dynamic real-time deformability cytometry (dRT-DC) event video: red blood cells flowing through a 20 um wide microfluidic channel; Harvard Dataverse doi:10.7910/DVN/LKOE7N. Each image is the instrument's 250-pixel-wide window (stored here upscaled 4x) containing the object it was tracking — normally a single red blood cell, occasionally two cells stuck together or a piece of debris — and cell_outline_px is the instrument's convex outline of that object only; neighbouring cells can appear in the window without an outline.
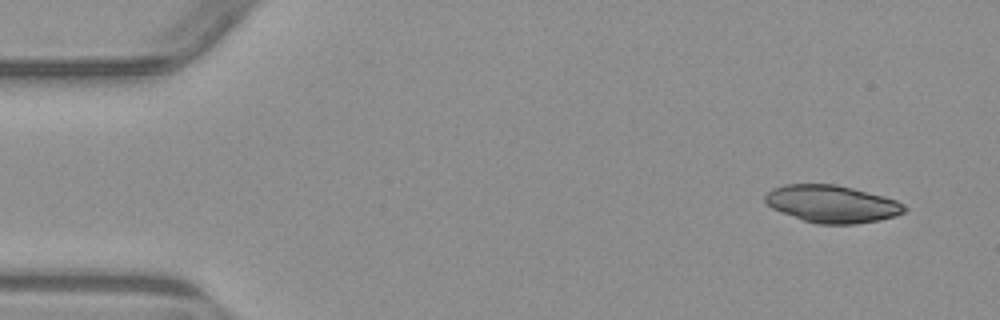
{"species": "common noctule bat (a hibernating species)", "species_latin": "Nyctalus noctula", "temperature_condition": "warm", "stored_images_in_passage": 4, "camera_frame_rate_fps": 3000, "um_per_image_px": 0.085, "animal": {"sex": "male", "body_mass_g": 23.1, "forearm_length_mm": 52.7}, "frame": {"image": 1, "passage_image": 1, "time_ms": 0.0, "image_size_px": [1000, 320], "cell_outline_px": [[908, 208], [904, 212], [896, 216], [880, 220], [856, 224], [816, 224], [804, 220], [772, 208], [764, 200], [764, 196], [772, 188], [784, 184], [836, 184], [884, 196], [896, 200], [904, 204]], "centroid_in_image_um": [70.74, 17.33], "position_along_channel_um": 14.3, "area_um2": 30.35}}